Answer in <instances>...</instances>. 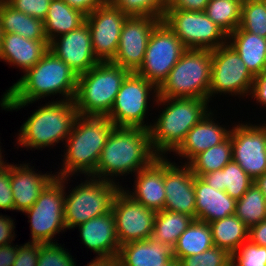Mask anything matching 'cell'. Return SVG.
Here are the masks:
<instances>
[{"label": "cell", "instance_id": "obj_1", "mask_svg": "<svg viewBox=\"0 0 266 266\" xmlns=\"http://www.w3.org/2000/svg\"><path fill=\"white\" fill-rule=\"evenodd\" d=\"M77 81L78 76L71 67L48 50L39 62L3 93L0 107L5 111H18L41 101V98L58 94L61 95L59 100H74Z\"/></svg>", "mask_w": 266, "mask_h": 266}, {"label": "cell", "instance_id": "obj_2", "mask_svg": "<svg viewBox=\"0 0 266 266\" xmlns=\"http://www.w3.org/2000/svg\"><path fill=\"white\" fill-rule=\"evenodd\" d=\"M157 157L159 156L152 148L148 129L115 127L102 149L96 171L91 177L114 183L118 180V185L121 186L122 183L117 178L133 173L135 175Z\"/></svg>", "mask_w": 266, "mask_h": 266}, {"label": "cell", "instance_id": "obj_3", "mask_svg": "<svg viewBox=\"0 0 266 266\" xmlns=\"http://www.w3.org/2000/svg\"><path fill=\"white\" fill-rule=\"evenodd\" d=\"M115 124L107 116L77 115L64 143L61 168L55 177L91 176Z\"/></svg>", "mask_w": 266, "mask_h": 266}, {"label": "cell", "instance_id": "obj_4", "mask_svg": "<svg viewBox=\"0 0 266 266\" xmlns=\"http://www.w3.org/2000/svg\"><path fill=\"white\" fill-rule=\"evenodd\" d=\"M156 103V107H163L152 120L149 133L154 152L163 157L174 152L188 131L211 110L208 100L198 98L157 97Z\"/></svg>", "mask_w": 266, "mask_h": 266}, {"label": "cell", "instance_id": "obj_5", "mask_svg": "<svg viewBox=\"0 0 266 266\" xmlns=\"http://www.w3.org/2000/svg\"><path fill=\"white\" fill-rule=\"evenodd\" d=\"M56 99L38 107L23 122L16 137L18 147L43 150L65 143L78 112L74 100Z\"/></svg>", "mask_w": 266, "mask_h": 266}, {"label": "cell", "instance_id": "obj_6", "mask_svg": "<svg viewBox=\"0 0 266 266\" xmlns=\"http://www.w3.org/2000/svg\"><path fill=\"white\" fill-rule=\"evenodd\" d=\"M129 73L128 69L106 61L79 75L74 98L78 114L107 116Z\"/></svg>", "mask_w": 266, "mask_h": 266}, {"label": "cell", "instance_id": "obj_7", "mask_svg": "<svg viewBox=\"0 0 266 266\" xmlns=\"http://www.w3.org/2000/svg\"><path fill=\"white\" fill-rule=\"evenodd\" d=\"M211 50L187 49L158 87V97L208 100Z\"/></svg>", "mask_w": 266, "mask_h": 266}, {"label": "cell", "instance_id": "obj_8", "mask_svg": "<svg viewBox=\"0 0 266 266\" xmlns=\"http://www.w3.org/2000/svg\"><path fill=\"white\" fill-rule=\"evenodd\" d=\"M86 180L71 190L65 189L64 222L66 230L111 211L112 202L121 186L118 183L85 176Z\"/></svg>", "mask_w": 266, "mask_h": 266}, {"label": "cell", "instance_id": "obj_9", "mask_svg": "<svg viewBox=\"0 0 266 266\" xmlns=\"http://www.w3.org/2000/svg\"><path fill=\"white\" fill-rule=\"evenodd\" d=\"M72 176L54 177L41 191L39 198L24 213L30 223L33 243H56L55 235L66 230L64 222L65 188ZM54 239V240H53ZM54 241V242H53Z\"/></svg>", "mask_w": 266, "mask_h": 266}, {"label": "cell", "instance_id": "obj_10", "mask_svg": "<svg viewBox=\"0 0 266 266\" xmlns=\"http://www.w3.org/2000/svg\"><path fill=\"white\" fill-rule=\"evenodd\" d=\"M157 97L158 88L152 82H149L136 72H130L124 79L107 117L116 127L149 130L152 122L146 123L145 118H148L150 99L153 98L152 104L154 107Z\"/></svg>", "mask_w": 266, "mask_h": 266}, {"label": "cell", "instance_id": "obj_11", "mask_svg": "<svg viewBox=\"0 0 266 266\" xmlns=\"http://www.w3.org/2000/svg\"><path fill=\"white\" fill-rule=\"evenodd\" d=\"M211 82L208 101L219 95L249 98L254 76L247 69L240 55L227 42L211 50Z\"/></svg>", "mask_w": 266, "mask_h": 266}, {"label": "cell", "instance_id": "obj_12", "mask_svg": "<svg viewBox=\"0 0 266 266\" xmlns=\"http://www.w3.org/2000/svg\"><path fill=\"white\" fill-rule=\"evenodd\" d=\"M162 21L187 49L213 50L228 40V35L205 11L167 9Z\"/></svg>", "mask_w": 266, "mask_h": 266}, {"label": "cell", "instance_id": "obj_13", "mask_svg": "<svg viewBox=\"0 0 266 266\" xmlns=\"http://www.w3.org/2000/svg\"><path fill=\"white\" fill-rule=\"evenodd\" d=\"M186 50L180 39L161 21L151 33L144 61L136 73L158 88Z\"/></svg>", "mask_w": 266, "mask_h": 266}, {"label": "cell", "instance_id": "obj_14", "mask_svg": "<svg viewBox=\"0 0 266 266\" xmlns=\"http://www.w3.org/2000/svg\"><path fill=\"white\" fill-rule=\"evenodd\" d=\"M248 122L231 124L232 160L255 181L266 172V126Z\"/></svg>", "mask_w": 266, "mask_h": 266}, {"label": "cell", "instance_id": "obj_15", "mask_svg": "<svg viewBox=\"0 0 266 266\" xmlns=\"http://www.w3.org/2000/svg\"><path fill=\"white\" fill-rule=\"evenodd\" d=\"M111 211L120 246L152 237L156 211L132 199L122 188L113 199Z\"/></svg>", "mask_w": 266, "mask_h": 266}, {"label": "cell", "instance_id": "obj_16", "mask_svg": "<svg viewBox=\"0 0 266 266\" xmlns=\"http://www.w3.org/2000/svg\"><path fill=\"white\" fill-rule=\"evenodd\" d=\"M120 9L106 3L86 15L93 53L99 62L112 61L116 55L123 23L127 19Z\"/></svg>", "mask_w": 266, "mask_h": 266}, {"label": "cell", "instance_id": "obj_17", "mask_svg": "<svg viewBox=\"0 0 266 266\" xmlns=\"http://www.w3.org/2000/svg\"><path fill=\"white\" fill-rule=\"evenodd\" d=\"M152 17H127L123 23L114 64L136 72L142 65L153 29L161 22Z\"/></svg>", "mask_w": 266, "mask_h": 266}, {"label": "cell", "instance_id": "obj_18", "mask_svg": "<svg viewBox=\"0 0 266 266\" xmlns=\"http://www.w3.org/2000/svg\"><path fill=\"white\" fill-rule=\"evenodd\" d=\"M167 157H164V187L165 206L164 210L180 212L196 219V197L194 188L195 174L187 164L177 165Z\"/></svg>", "mask_w": 266, "mask_h": 266}, {"label": "cell", "instance_id": "obj_19", "mask_svg": "<svg viewBox=\"0 0 266 266\" xmlns=\"http://www.w3.org/2000/svg\"><path fill=\"white\" fill-rule=\"evenodd\" d=\"M49 50L67 63L77 76L99 63L93 53L91 33L86 23L49 43Z\"/></svg>", "mask_w": 266, "mask_h": 266}, {"label": "cell", "instance_id": "obj_20", "mask_svg": "<svg viewBox=\"0 0 266 266\" xmlns=\"http://www.w3.org/2000/svg\"><path fill=\"white\" fill-rule=\"evenodd\" d=\"M22 163H9L6 170L10 174L14 210L24 213L39 198L41 191L55 177V173H37L30 163Z\"/></svg>", "mask_w": 266, "mask_h": 266}, {"label": "cell", "instance_id": "obj_21", "mask_svg": "<svg viewBox=\"0 0 266 266\" xmlns=\"http://www.w3.org/2000/svg\"><path fill=\"white\" fill-rule=\"evenodd\" d=\"M134 177L133 189L121 188L132 199L154 211L164 210V157H157L150 165L139 170ZM129 189V190H128ZM132 190V191H131Z\"/></svg>", "mask_w": 266, "mask_h": 266}, {"label": "cell", "instance_id": "obj_22", "mask_svg": "<svg viewBox=\"0 0 266 266\" xmlns=\"http://www.w3.org/2000/svg\"><path fill=\"white\" fill-rule=\"evenodd\" d=\"M77 228L82 244L94 252L96 258L118 256L120 244L112 211L92 218Z\"/></svg>", "mask_w": 266, "mask_h": 266}, {"label": "cell", "instance_id": "obj_23", "mask_svg": "<svg viewBox=\"0 0 266 266\" xmlns=\"http://www.w3.org/2000/svg\"><path fill=\"white\" fill-rule=\"evenodd\" d=\"M214 114L215 110L211 109L198 124L188 131L184 141L173 152L175 156L179 155V158L185 159L184 164L200 152L220 144L229 136L231 130L229 125L228 128L223 124L220 125L221 123L216 120L217 117Z\"/></svg>", "mask_w": 266, "mask_h": 266}, {"label": "cell", "instance_id": "obj_24", "mask_svg": "<svg viewBox=\"0 0 266 266\" xmlns=\"http://www.w3.org/2000/svg\"><path fill=\"white\" fill-rule=\"evenodd\" d=\"M49 50L48 40H31L14 33H3L0 61L21 69L23 74L32 68Z\"/></svg>", "mask_w": 266, "mask_h": 266}, {"label": "cell", "instance_id": "obj_25", "mask_svg": "<svg viewBox=\"0 0 266 266\" xmlns=\"http://www.w3.org/2000/svg\"><path fill=\"white\" fill-rule=\"evenodd\" d=\"M196 219L210 223L235 214L237 200L195 176Z\"/></svg>", "mask_w": 266, "mask_h": 266}, {"label": "cell", "instance_id": "obj_26", "mask_svg": "<svg viewBox=\"0 0 266 266\" xmlns=\"http://www.w3.org/2000/svg\"><path fill=\"white\" fill-rule=\"evenodd\" d=\"M172 259L173 247L152 237L121 245L117 256L118 266H162Z\"/></svg>", "mask_w": 266, "mask_h": 266}, {"label": "cell", "instance_id": "obj_27", "mask_svg": "<svg viewBox=\"0 0 266 266\" xmlns=\"http://www.w3.org/2000/svg\"><path fill=\"white\" fill-rule=\"evenodd\" d=\"M227 42L240 55L247 69L255 77L266 71V38L238 27L228 35Z\"/></svg>", "mask_w": 266, "mask_h": 266}, {"label": "cell", "instance_id": "obj_28", "mask_svg": "<svg viewBox=\"0 0 266 266\" xmlns=\"http://www.w3.org/2000/svg\"><path fill=\"white\" fill-rule=\"evenodd\" d=\"M86 15L70 7L63 0H51L46 18L43 20L45 36L53 39L78 29L85 23Z\"/></svg>", "mask_w": 266, "mask_h": 266}, {"label": "cell", "instance_id": "obj_29", "mask_svg": "<svg viewBox=\"0 0 266 266\" xmlns=\"http://www.w3.org/2000/svg\"><path fill=\"white\" fill-rule=\"evenodd\" d=\"M200 178L212 188L225 191L236 200L240 199L254 183V180L233 160L222 170L208 172Z\"/></svg>", "mask_w": 266, "mask_h": 266}, {"label": "cell", "instance_id": "obj_30", "mask_svg": "<svg viewBox=\"0 0 266 266\" xmlns=\"http://www.w3.org/2000/svg\"><path fill=\"white\" fill-rule=\"evenodd\" d=\"M0 26L3 33H14L31 40H47L41 19L26 15L0 1Z\"/></svg>", "mask_w": 266, "mask_h": 266}, {"label": "cell", "instance_id": "obj_31", "mask_svg": "<svg viewBox=\"0 0 266 266\" xmlns=\"http://www.w3.org/2000/svg\"><path fill=\"white\" fill-rule=\"evenodd\" d=\"M213 244L233 254L248 240V227L235 215L209 223Z\"/></svg>", "mask_w": 266, "mask_h": 266}, {"label": "cell", "instance_id": "obj_32", "mask_svg": "<svg viewBox=\"0 0 266 266\" xmlns=\"http://www.w3.org/2000/svg\"><path fill=\"white\" fill-rule=\"evenodd\" d=\"M214 246L209 223L194 219L173 247L175 259L200 254Z\"/></svg>", "mask_w": 266, "mask_h": 266}, {"label": "cell", "instance_id": "obj_33", "mask_svg": "<svg viewBox=\"0 0 266 266\" xmlns=\"http://www.w3.org/2000/svg\"><path fill=\"white\" fill-rule=\"evenodd\" d=\"M193 220V217L184 213L167 210L157 211L152 238L174 247L180 235Z\"/></svg>", "mask_w": 266, "mask_h": 266}, {"label": "cell", "instance_id": "obj_34", "mask_svg": "<svg viewBox=\"0 0 266 266\" xmlns=\"http://www.w3.org/2000/svg\"><path fill=\"white\" fill-rule=\"evenodd\" d=\"M232 161V143L230 134L220 144L208 148L194 156L187 165L193 174L201 177L208 172L222 170V168Z\"/></svg>", "mask_w": 266, "mask_h": 266}, {"label": "cell", "instance_id": "obj_35", "mask_svg": "<svg viewBox=\"0 0 266 266\" xmlns=\"http://www.w3.org/2000/svg\"><path fill=\"white\" fill-rule=\"evenodd\" d=\"M243 2L244 0H210L205 13L229 35L240 25Z\"/></svg>", "mask_w": 266, "mask_h": 266}, {"label": "cell", "instance_id": "obj_36", "mask_svg": "<svg viewBox=\"0 0 266 266\" xmlns=\"http://www.w3.org/2000/svg\"><path fill=\"white\" fill-rule=\"evenodd\" d=\"M235 215L248 228L266 219V199L255 183L237 200Z\"/></svg>", "mask_w": 266, "mask_h": 266}, {"label": "cell", "instance_id": "obj_37", "mask_svg": "<svg viewBox=\"0 0 266 266\" xmlns=\"http://www.w3.org/2000/svg\"><path fill=\"white\" fill-rule=\"evenodd\" d=\"M128 17H152L162 20L167 10L166 0H108Z\"/></svg>", "mask_w": 266, "mask_h": 266}, {"label": "cell", "instance_id": "obj_38", "mask_svg": "<svg viewBox=\"0 0 266 266\" xmlns=\"http://www.w3.org/2000/svg\"><path fill=\"white\" fill-rule=\"evenodd\" d=\"M239 27L266 38V3L263 0H244Z\"/></svg>", "mask_w": 266, "mask_h": 266}, {"label": "cell", "instance_id": "obj_39", "mask_svg": "<svg viewBox=\"0 0 266 266\" xmlns=\"http://www.w3.org/2000/svg\"><path fill=\"white\" fill-rule=\"evenodd\" d=\"M63 246L57 241L56 243H40L37 266H76V258Z\"/></svg>", "mask_w": 266, "mask_h": 266}, {"label": "cell", "instance_id": "obj_40", "mask_svg": "<svg viewBox=\"0 0 266 266\" xmlns=\"http://www.w3.org/2000/svg\"><path fill=\"white\" fill-rule=\"evenodd\" d=\"M231 260V254L226 250L213 246L212 248L184 258H179L180 266H226Z\"/></svg>", "mask_w": 266, "mask_h": 266}, {"label": "cell", "instance_id": "obj_41", "mask_svg": "<svg viewBox=\"0 0 266 266\" xmlns=\"http://www.w3.org/2000/svg\"><path fill=\"white\" fill-rule=\"evenodd\" d=\"M237 266H266V247L245 241L232 255Z\"/></svg>", "mask_w": 266, "mask_h": 266}, {"label": "cell", "instance_id": "obj_42", "mask_svg": "<svg viewBox=\"0 0 266 266\" xmlns=\"http://www.w3.org/2000/svg\"><path fill=\"white\" fill-rule=\"evenodd\" d=\"M11 7L26 15L41 19L46 18L51 0H5Z\"/></svg>", "mask_w": 266, "mask_h": 266}, {"label": "cell", "instance_id": "obj_43", "mask_svg": "<svg viewBox=\"0 0 266 266\" xmlns=\"http://www.w3.org/2000/svg\"><path fill=\"white\" fill-rule=\"evenodd\" d=\"M40 243L19 244L13 266H37Z\"/></svg>", "mask_w": 266, "mask_h": 266}, {"label": "cell", "instance_id": "obj_44", "mask_svg": "<svg viewBox=\"0 0 266 266\" xmlns=\"http://www.w3.org/2000/svg\"><path fill=\"white\" fill-rule=\"evenodd\" d=\"M0 209L14 211V198L10 185V174L7 170L0 174Z\"/></svg>", "mask_w": 266, "mask_h": 266}, {"label": "cell", "instance_id": "obj_45", "mask_svg": "<svg viewBox=\"0 0 266 266\" xmlns=\"http://www.w3.org/2000/svg\"><path fill=\"white\" fill-rule=\"evenodd\" d=\"M249 96L256 101L255 103L261 104V107L266 109V71L255 76Z\"/></svg>", "mask_w": 266, "mask_h": 266}, {"label": "cell", "instance_id": "obj_46", "mask_svg": "<svg viewBox=\"0 0 266 266\" xmlns=\"http://www.w3.org/2000/svg\"><path fill=\"white\" fill-rule=\"evenodd\" d=\"M15 222L12 217L0 215V246L15 241Z\"/></svg>", "mask_w": 266, "mask_h": 266}, {"label": "cell", "instance_id": "obj_47", "mask_svg": "<svg viewBox=\"0 0 266 266\" xmlns=\"http://www.w3.org/2000/svg\"><path fill=\"white\" fill-rule=\"evenodd\" d=\"M167 9L205 11L210 0H166Z\"/></svg>", "mask_w": 266, "mask_h": 266}, {"label": "cell", "instance_id": "obj_48", "mask_svg": "<svg viewBox=\"0 0 266 266\" xmlns=\"http://www.w3.org/2000/svg\"><path fill=\"white\" fill-rule=\"evenodd\" d=\"M70 7L80 10L83 14L89 15L98 7L108 3V0H63Z\"/></svg>", "mask_w": 266, "mask_h": 266}, {"label": "cell", "instance_id": "obj_49", "mask_svg": "<svg viewBox=\"0 0 266 266\" xmlns=\"http://www.w3.org/2000/svg\"><path fill=\"white\" fill-rule=\"evenodd\" d=\"M248 240L266 247V219L248 228Z\"/></svg>", "mask_w": 266, "mask_h": 266}, {"label": "cell", "instance_id": "obj_50", "mask_svg": "<svg viewBox=\"0 0 266 266\" xmlns=\"http://www.w3.org/2000/svg\"><path fill=\"white\" fill-rule=\"evenodd\" d=\"M17 250L18 245H13V243L0 246V266H13Z\"/></svg>", "mask_w": 266, "mask_h": 266}, {"label": "cell", "instance_id": "obj_51", "mask_svg": "<svg viewBox=\"0 0 266 266\" xmlns=\"http://www.w3.org/2000/svg\"><path fill=\"white\" fill-rule=\"evenodd\" d=\"M84 266H118L117 257L94 258Z\"/></svg>", "mask_w": 266, "mask_h": 266}, {"label": "cell", "instance_id": "obj_52", "mask_svg": "<svg viewBox=\"0 0 266 266\" xmlns=\"http://www.w3.org/2000/svg\"><path fill=\"white\" fill-rule=\"evenodd\" d=\"M254 183L257 185V187L260 189L266 199V172L260 177H258L254 181Z\"/></svg>", "mask_w": 266, "mask_h": 266}, {"label": "cell", "instance_id": "obj_53", "mask_svg": "<svg viewBox=\"0 0 266 266\" xmlns=\"http://www.w3.org/2000/svg\"><path fill=\"white\" fill-rule=\"evenodd\" d=\"M1 143V142H0ZM1 147L2 146H0V174L3 172V171H5L6 170V167L8 166V164H9V162L7 163L6 162V160L4 161V155H2V151L3 150H1Z\"/></svg>", "mask_w": 266, "mask_h": 266}, {"label": "cell", "instance_id": "obj_54", "mask_svg": "<svg viewBox=\"0 0 266 266\" xmlns=\"http://www.w3.org/2000/svg\"><path fill=\"white\" fill-rule=\"evenodd\" d=\"M162 266H180V264L178 260L174 258L172 260H169L165 265Z\"/></svg>", "mask_w": 266, "mask_h": 266}, {"label": "cell", "instance_id": "obj_55", "mask_svg": "<svg viewBox=\"0 0 266 266\" xmlns=\"http://www.w3.org/2000/svg\"><path fill=\"white\" fill-rule=\"evenodd\" d=\"M226 266H237L236 263L231 259Z\"/></svg>", "mask_w": 266, "mask_h": 266}, {"label": "cell", "instance_id": "obj_56", "mask_svg": "<svg viewBox=\"0 0 266 266\" xmlns=\"http://www.w3.org/2000/svg\"><path fill=\"white\" fill-rule=\"evenodd\" d=\"M2 36H3V32H2V29H1V26H0V47H1V42H2Z\"/></svg>", "mask_w": 266, "mask_h": 266}]
</instances>
